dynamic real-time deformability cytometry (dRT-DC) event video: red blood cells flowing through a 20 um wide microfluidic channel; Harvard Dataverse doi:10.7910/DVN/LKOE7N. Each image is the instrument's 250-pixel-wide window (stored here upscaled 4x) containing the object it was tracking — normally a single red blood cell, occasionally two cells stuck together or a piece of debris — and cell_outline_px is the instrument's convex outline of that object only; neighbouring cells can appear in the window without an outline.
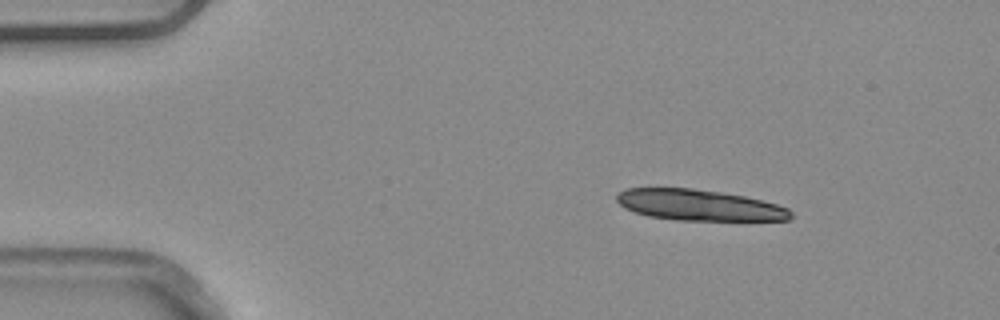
{"species": "common noctule bat (a hibernating species)", "species_latin": "Nyctalus noctula", "temperature_condition": "warm", "stored_images_in_passage": 4, "camera_frame_rate_fps": 3000, "um_per_image_px": 0.085, "animal": {"sex": "male", "body_mass_g": 20.4}, "frame": {"image": 1, "passage_image": 1, "time_ms": 0.0, "image_size_px": [1000, 320], "cell_outline_px": [[792, 216], [788, 220], [676, 220], [648, 216], [624, 208], [616, 200], [616, 196], [624, 188], [692, 188], [720, 192], [744, 196], [776, 204], [788, 208], [792, 212]], "centroid_in_image_um": [59.4, 17.43], "position_along_channel_um": 25.6, "area_um2": 31.27}}
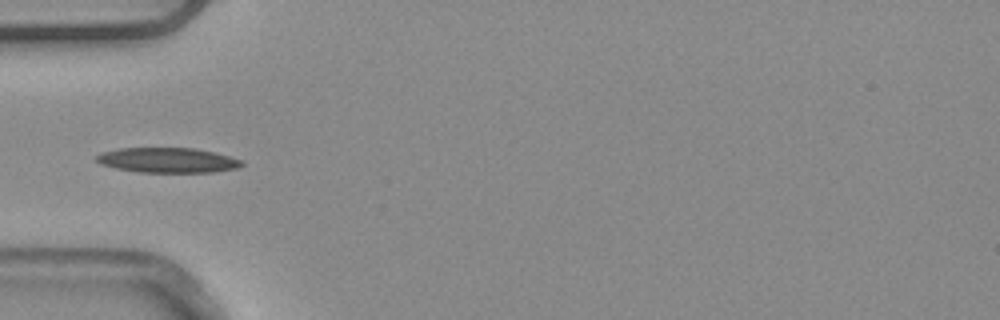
{"frame": {"image": 2, "passage_image": 4, "time_ms": 1.0, "image_size_px": [1000, 320], "cell_outline_px": [[244, 164], [236, 168], [216, 172], [136, 172], [116, 168], [100, 164], [96, 160], [96, 156], [100, 152], [120, 148], [196, 148], [228, 156], [240, 160]], "centroid_in_image_um": [14.2, 13.62], "position_along_channel_um": 70.8, "area_um2": 21.1}}